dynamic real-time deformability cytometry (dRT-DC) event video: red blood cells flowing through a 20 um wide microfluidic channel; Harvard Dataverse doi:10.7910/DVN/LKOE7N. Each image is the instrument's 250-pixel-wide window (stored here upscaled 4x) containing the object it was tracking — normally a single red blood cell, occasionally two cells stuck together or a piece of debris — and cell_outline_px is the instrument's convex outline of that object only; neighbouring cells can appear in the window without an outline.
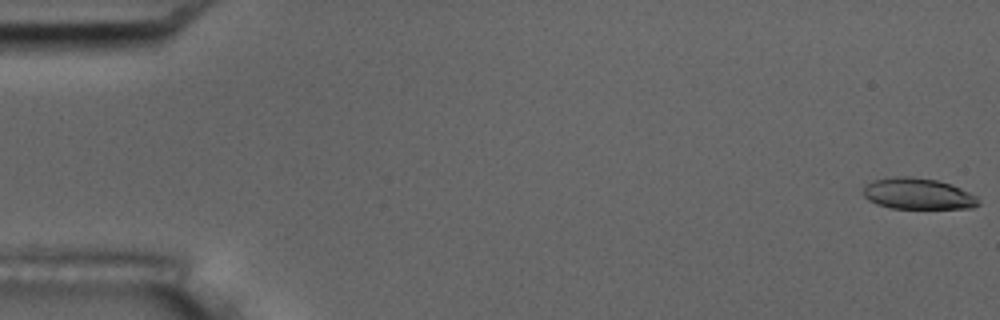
{"species": "common noctule bat (a hibernating species)", "species_latin": "Nyctalus noctula", "temperature_condition": "room temperature", "stored_images_in_passage": 55, "camera_frame_rate_fps": 3000, "um_per_image_px": 0.085, "animal": {"sex": "male", "body_mass_g": 17.5, "forearm_length_mm": 52.3}, "frame": {"image": 1, "passage_image": 1, "time_ms": 0.0, "image_size_px": [1000, 320], "cell_outline_px": [[980, 204], [972, 208], [888, 208], [876, 204], [868, 200], [864, 196], [864, 184], [872, 180], [892, 176], [912, 176], [936, 180], [952, 184], [976, 196], [980, 200]], "centroid_in_image_um": [77.99, 16.46], "position_along_channel_um": 7.0, "area_um2": 21.15}}
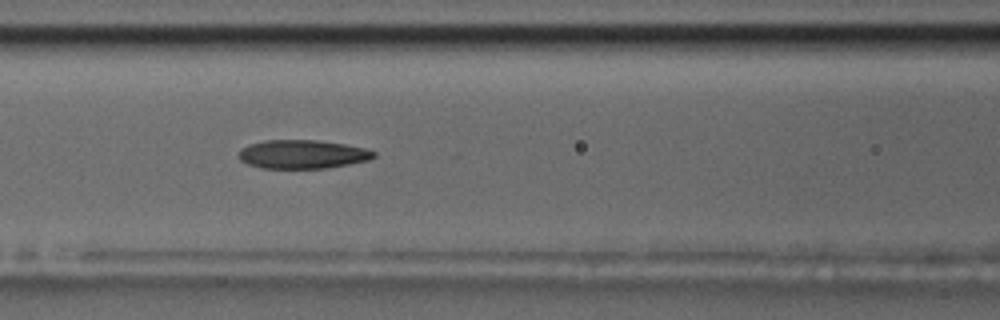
{"frame": {"image": 2, "passage_image": 24, "time_ms": 7.667, "image_size_px": [1000, 320], "cell_outline_px": [[376, 156], [368, 160], [328, 168], [260, 168], [248, 164], [240, 160], [236, 152], [240, 148], [248, 144], [264, 140], [316, 140], [344, 144], [364, 148], [376, 152]], "centroid_in_image_um": [25.65, 13.11], "position_along_channel_um": 141.0, "area_um2": 22.72}}
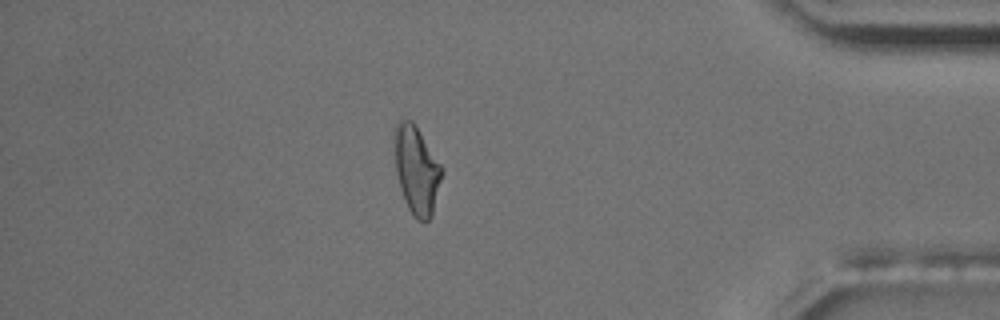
{"frame": {"image": 3, "passage_image": 48, "time_ms": 15.667, "image_size_px": [1000, 320], "cell_outline_px": [[444, 172], [432, 216], [428, 220], [416, 220], [412, 216], [404, 200], [400, 188], [396, 172], [396, 124], [400, 120], [412, 120], [444, 168]], "centroid_in_image_um": [35.46, 14.51], "position_along_channel_um": 399.7, "area_um2": 24.1}, "authors_computed_cell_mechanics": {"area_um2": 22.9466, "velocity_mm_per_s": 3.6973, "shape_relaxation_time_tau1_ms": 9.2992, "shape_relaxation_time_tau2_ms": 2.7127, "deformation_change_tau1": 0.2231, "deformation_change_tau2": 0.1047}}